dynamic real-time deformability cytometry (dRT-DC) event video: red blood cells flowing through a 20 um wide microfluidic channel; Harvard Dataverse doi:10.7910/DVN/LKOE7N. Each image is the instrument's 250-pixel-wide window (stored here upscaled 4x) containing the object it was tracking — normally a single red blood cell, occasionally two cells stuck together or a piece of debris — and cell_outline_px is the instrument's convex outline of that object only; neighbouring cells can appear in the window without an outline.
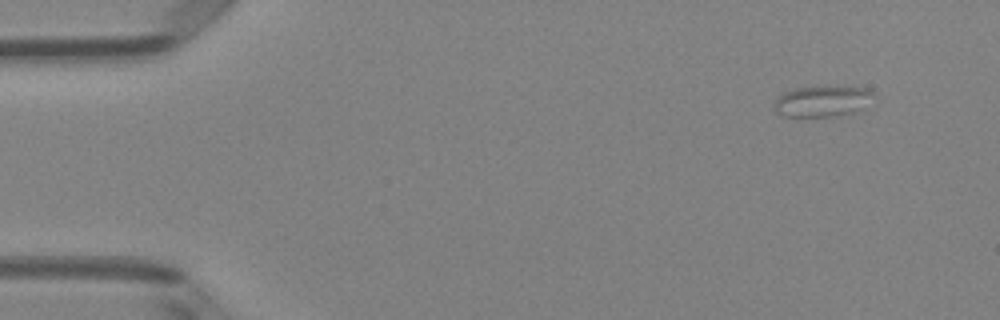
{"species": "Egyptian fruit bat (a non-hibernating species)", "species_latin": "Rousettus aegyptiacus", "temperature_condition": "room temperature", "stored_images_in_passage": 4, "camera_frame_rate_fps": 3000, "um_per_image_px": 0.085, "animal": {"sex": "female"}, "frame": {"image": 1, "passage_image": 1, "time_ms": 0.0, "image_size_px": [1000, 320], "cell_outline_px": [[876, 92], [864, 108], [852, 112], [832, 116], [784, 116], [776, 112], [776, 100], [784, 92], [796, 88], [872, 88]], "centroid_in_image_um": [69.94, 8.62], "position_along_channel_um": 15.1, "area_um2": 17.22}}
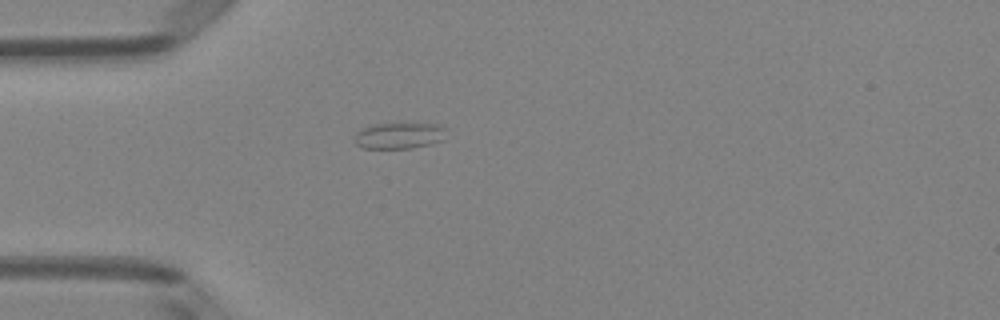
{"frame": {"image": 2, "passage_image": 4, "time_ms": 1.0, "image_size_px": [1000, 320], "cell_outline_px": [[444, 140], [432, 144], [412, 148], [364, 148], [356, 144], [352, 140], [356, 132], [372, 124], [440, 124], [444, 128]], "centroid_in_image_um": [33.91, 11.54], "position_along_channel_um": 51.1, "area_um2": 13.99}}